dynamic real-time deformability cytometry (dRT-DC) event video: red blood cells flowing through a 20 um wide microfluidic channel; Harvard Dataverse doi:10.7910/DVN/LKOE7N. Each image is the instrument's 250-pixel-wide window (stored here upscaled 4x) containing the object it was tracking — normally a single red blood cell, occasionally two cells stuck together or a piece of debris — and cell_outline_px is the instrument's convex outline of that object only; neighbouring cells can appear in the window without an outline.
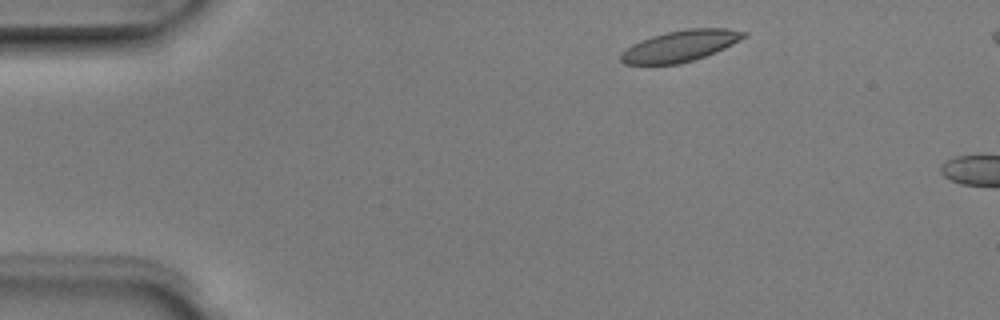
{"species": "Egyptian fruit bat (a non-hibernating species)", "species_latin": "Rousettus aegyptiacus", "temperature_condition": "room temperature", "stored_images_in_passage": 3, "camera_frame_rate_fps": 3000, "um_per_image_px": 0.085, "animal": {"sex": "male"}, "frame": {"image": 1, "passage_image": 1, "time_ms": 0.0, "image_size_px": [1000, 320], "cell_outline_px": [[748, 32], [740, 40], [716, 52], [680, 64], [624, 64], [620, 60], [620, 52], [632, 44], [640, 40], [652, 36], [668, 32], [688, 28], [728, 28]], "centroid_in_image_um": [57.8, 3.9], "position_along_channel_um": 27.2, "area_um2": 22.25}}